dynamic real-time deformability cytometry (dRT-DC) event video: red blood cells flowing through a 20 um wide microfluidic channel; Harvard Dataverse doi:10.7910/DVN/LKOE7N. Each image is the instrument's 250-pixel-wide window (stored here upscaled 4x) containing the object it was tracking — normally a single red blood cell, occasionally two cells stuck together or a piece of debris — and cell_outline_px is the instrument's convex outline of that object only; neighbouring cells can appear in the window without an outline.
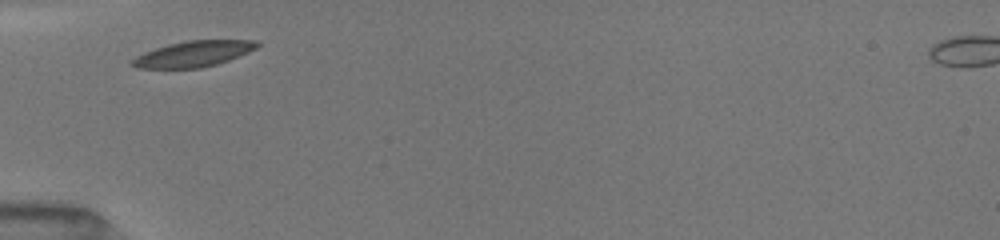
{"species": "common noctule bat (a hibernating species)", "species_latin": "Nyctalus noctula", "temperature_condition": "room temperature", "stored_images_in_passage": 12, "camera_frame_rate_fps": 3000, "um_per_image_px": 0.085, "animal": {"sex": "female", "body_mass_g": 19.5, "forearm_length_mm": 54.1}, "frame": {"image": 1, "passage_image": 1, "time_ms": 0.0, "image_size_px": [1000, 240], "cell_outline_px": [[260, 44], [256, 48], [248, 52], [228, 60], [216, 64], [200, 68], [136, 68], [132, 64], [132, 60], [136, 56], [144, 52], [168, 44], [188, 40], [256, 40]], "centroid_in_image_um": [16.44, 4.57], "position_along_channel_um": 68.6, "area_um2": 18.61}}
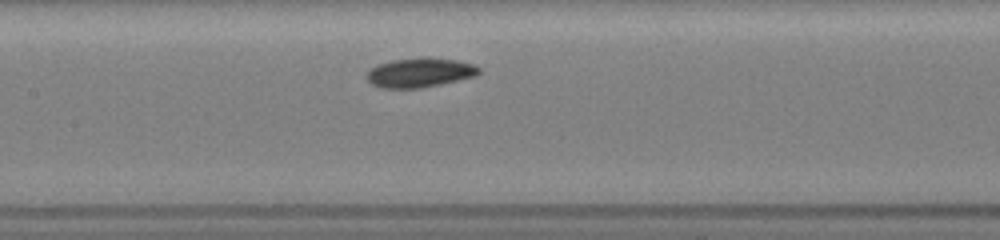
{"frame": {"image": 2, "passage_image": 5, "time_ms": 2.667, "image_size_px": [1000, 240], "cell_outline_px": [[480, 72], [476, 76], [440, 84], [420, 88], [380, 88], [372, 84], [364, 76], [372, 68], [380, 64], [392, 60], [456, 60], [472, 64], [480, 68]], "centroid_in_image_um": [35.66, 6.22], "position_along_channel_um": 171.7, "area_um2": 18.32}}
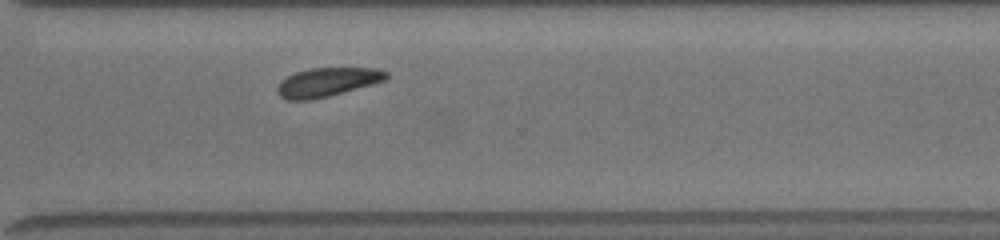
{"frame": {"image": 3, "passage_image": 12, "time_ms": 7.0, "image_size_px": [1000, 240], "cell_outline_px": [[388, 76], [384, 80], [372, 84], [328, 96], [312, 100], [288, 100], [280, 96], [276, 92], [276, 88], [280, 80], [296, 72], [312, 68], [380, 68], [388, 72]], "centroid_in_image_um": [27.79, 6.98], "position_along_channel_um": 342.8, "area_um2": 18.26}}